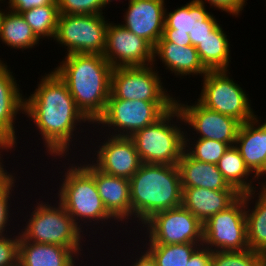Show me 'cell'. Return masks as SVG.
<instances>
[{
    "mask_svg": "<svg viewBox=\"0 0 266 266\" xmlns=\"http://www.w3.org/2000/svg\"><path fill=\"white\" fill-rule=\"evenodd\" d=\"M49 73L42 76L31 96L24 98L23 114L35 123L47 152L66 157L78 123L91 122L76 106L66 83L54 70Z\"/></svg>",
    "mask_w": 266,
    "mask_h": 266,
    "instance_id": "cell-1",
    "label": "cell"
},
{
    "mask_svg": "<svg viewBox=\"0 0 266 266\" xmlns=\"http://www.w3.org/2000/svg\"><path fill=\"white\" fill-rule=\"evenodd\" d=\"M55 68L78 109L92 123L103 115L110 97L113 67L99 54H70Z\"/></svg>",
    "mask_w": 266,
    "mask_h": 266,
    "instance_id": "cell-2",
    "label": "cell"
},
{
    "mask_svg": "<svg viewBox=\"0 0 266 266\" xmlns=\"http://www.w3.org/2000/svg\"><path fill=\"white\" fill-rule=\"evenodd\" d=\"M131 217L144 224L160 211L182 205V187L177 165L142 163L129 179Z\"/></svg>",
    "mask_w": 266,
    "mask_h": 266,
    "instance_id": "cell-3",
    "label": "cell"
},
{
    "mask_svg": "<svg viewBox=\"0 0 266 266\" xmlns=\"http://www.w3.org/2000/svg\"><path fill=\"white\" fill-rule=\"evenodd\" d=\"M73 165L70 163L71 167L67 168V172L63 176V182L58 192L59 203L80 229H82V225L78 224L80 220L84 223H87V220L89 223L94 221V224L100 221L103 223L106 220H109L110 223L111 219L116 221L108 213L98 194L95 183V166L91 163L88 165L80 163V166L78 163L77 166Z\"/></svg>",
    "mask_w": 266,
    "mask_h": 266,
    "instance_id": "cell-4",
    "label": "cell"
},
{
    "mask_svg": "<svg viewBox=\"0 0 266 266\" xmlns=\"http://www.w3.org/2000/svg\"><path fill=\"white\" fill-rule=\"evenodd\" d=\"M174 117L183 122L182 115L176 106L154 124L137 130L130 136L142 163L178 164L185 149V132L180 128L181 125L178 127L175 124L177 122L173 124Z\"/></svg>",
    "mask_w": 266,
    "mask_h": 266,
    "instance_id": "cell-5",
    "label": "cell"
},
{
    "mask_svg": "<svg viewBox=\"0 0 266 266\" xmlns=\"http://www.w3.org/2000/svg\"><path fill=\"white\" fill-rule=\"evenodd\" d=\"M47 203L37 202V207L35 206L34 211L31 212V216L26 222L27 225L22 229L20 235L26 241L55 244L76 249L78 252L82 251L80 243L81 239L83 240V231L60 203L58 206L57 203L56 206Z\"/></svg>",
    "mask_w": 266,
    "mask_h": 266,
    "instance_id": "cell-6",
    "label": "cell"
},
{
    "mask_svg": "<svg viewBox=\"0 0 266 266\" xmlns=\"http://www.w3.org/2000/svg\"><path fill=\"white\" fill-rule=\"evenodd\" d=\"M228 70H208L203 76V88L198 102L212 111L225 114L241 124L253 120L257 115L251 108L248 94L227 75Z\"/></svg>",
    "mask_w": 266,
    "mask_h": 266,
    "instance_id": "cell-7",
    "label": "cell"
},
{
    "mask_svg": "<svg viewBox=\"0 0 266 266\" xmlns=\"http://www.w3.org/2000/svg\"><path fill=\"white\" fill-rule=\"evenodd\" d=\"M174 106L175 102L123 100L110 94L106 109L95 124H102L103 128L108 126V130L114 129L112 136L130 137L137 130L154 124Z\"/></svg>",
    "mask_w": 266,
    "mask_h": 266,
    "instance_id": "cell-8",
    "label": "cell"
},
{
    "mask_svg": "<svg viewBox=\"0 0 266 266\" xmlns=\"http://www.w3.org/2000/svg\"><path fill=\"white\" fill-rule=\"evenodd\" d=\"M104 15L59 14L54 40L67 54L102 55L106 45L108 21Z\"/></svg>",
    "mask_w": 266,
    "mask_h": 266,
    "instance_id": "cell-9",
    "label": "cell"
},
{
    "mask_svg": "<svg viewBox=\"0 0 266 266\" xmlns=\"http://www.w3.org/2000/svg\"><path fill=\"white\" fill-rule=\"evenodd\" d=\"M245 197L203 223V245L211 251H244L247 242ZM214 248V249H213Z\"/></svg>",
    "mask_w": 266,
    "mask_h": 266,
    "instance_id": "cell-10",
    "label": "cell"
},
{
    "mask_svg": "<svg viewBox=\"0 0 266 266\" xmlns=\"http://www.w3.org/2000/svg\"><path fill=\"white\" fill-rule=\"evenodd\" d=\"M148 66L117 67L111 74L110 94L116 99L147 102H175L162 86L161 76Z\"/></svg>",
    "mask_w": 266,
    "mask_h": 266,
    "instance_id": "cell-11",
    "label": "cell"
},
{
    "mask_svg": "<svg viewBox=\"0 0 266 266\" xmlns=\"http://www.w3.org/2000/svg\"><path fill=\"white\" fill-rule=\"evenodd\" d=\"M144 226L146 244L203 243V224L182 205L155 213Z\"/></svg>",
    "mask_w": 266,
    "mask_h": 266,
    "instance_id": "cell-12",
    "label": "cell"
},
{
    "mask_svg": "<svg viewBox=\"0 0 266 266\" xmlns=\"http://www.w3.org/2000/svg\"><path fill=\"white\" fill-rule=\"evenodd\" d=\"M113 68L148 66L154 63V47L120 24L108 23L102 54Z\"/></svg>",
    "mask_w": 266,
    "mask_h": 266,
    "instance_id": "cell-13",
    "label": "cell"
},
{
    "mask_svg": "<svg viewBox=\"0 0 266 266\" xmlns=\"http://www.w3.org/2000/svg\"><path fill=\"white\" fill-rule=\"evenodd\" d=\"M175 100V106L179 109L184 124L193 127L202 139H211L227 143L233 146L237 139V134L241 123L225 114L207 109L198 101L187 105ZM195 129V130H194Z\"/></svg>",
    "mask_w": 266,
    "mask_h": 266,
    "instance_id": "cell-14",
    "label": "cell"
},
{
    "mask_svg": "<svg viewBox=\"0 0 266 266\" xmlns=\"http://www.w3.org/2000/svg\"><path fill=\"white\" fill-rule=\"evenodd\" d=\"M110 133L95 151L97 159L92 164L106 174L130 179L142 164L135 144L130 137L112 136Z\"/></svg>",
    "mask_w": 266,
    "mask_h": 266,
    "instance_id": "cell-15",
    "label": "cell"
},
{
    "mask_svg": "<svg viewBox=\"0 0 266 266\" xmlns=\"http://www.w3.org/2000/svg\"><path fill=\"white\" fill-rule=\"evenodd\" d=\"M205 6L197 0H191L172 12H167L165 8L163 33H188L191 45L197 47L218 25L214 15L206 11Z\"/></svg>",
    "mask_w": 266,
    "mask_h": 266,
    "instance_id": "cell-16",
    "label": "cell"
},
{
    "mask_svg": "<svg viewBox=\"0 0 266 266\" xmlns=\"http://www.w3.org/2000/svg\"><path fill=\"white\" fill-rule=\"evenodd\" d=\"M164 5L165 0H129L121 25L155 47L164 32Z\"/></svg>",
    "mask_w": 266,
    "mask_h": 266,
    "instance_id": "cell-17",
    "label": "cell"
},
{
    "mask_svg": "<svg viewBox=\"0 0 266 266\" xmlns=\"http://www.w3.org/2000/svg\"><path fill=\"white\" fill-rule=\"evenodd\" d=\"M264 121L259 124L255 117L241 124L234 144L246 167L253 173V180L266 175V120Z\"/></svg>",
    "mask_w": 266,
    "mask_h": 266,
    "instance_id": "cell-18",
    "label": "cell"
},
{
    "mask_svg": "<svg viewBox=\"0 0 266 266\" xmlns=\"http://www.w3.org/2000/svg\"><path fill=\"white\" fill-rule=\"evenodd\" d=\"M241 195L237 190L182 188V206L203 224L211 216L231 206Z\"/></svg>",
    "mask_w": 266,
    "mask_h": 266,
    "instance_id": "cell-19",
    "label": "cell"
},
{
    "mask_svg": "<svg viewBox=\"0 0 266 266\" xmlns=\"http://www.w3.org/2000/svg\"><path fill=\"white\" fill-rule=\"evenodd\" d=\"M95 183L104 207L116 222L123 223L130 219L129 179L106 174L95 167Z\"/></svg>",
    "mask_w": 266,
    "mask_h": 266,
    "instance_id": "cell-20",
    "label": "cell"
},
{
    "mask_svg": "<svg viewBox=\"0 0 266 266\" xmlns=\"http://www.w3.org/2000/svg\"><path fill=\"white\" fill-rule=\"evenodd\" d=\"M6 63L0 60V132L15 146L16 115L24 113V98Z\"/></svg>",
    "mask_w": 266,
    "mask_h": 266,
    "instance_id": "cell-21",
    "label": "cell"
},
{
    "mask_svg": "<svg viewBox=\"0 0 266 266\" xmlns=\"http://www.w3.org/2000/svg\"><path fill=\"white\" fill-rule=\"evenodd\" d=\"M79 255L76 249L55 244L34 243L26 241L20 235L18 266H75V260Z\"/></svg>",
    "mask_w": 266,
    "mask_h": 266,
    "instance_id": "cell-22",
    "label": "cell"
},
{
    "mask_svg": "<svg viewBox=\"0 0 266 266\" xmlns=\"http://www.w3.org/2000/svg\"><path fill=\"white\" fill-rule=\"evenodd\" d=\"M159 58L165 69L172 71L176 76L205 75L208 70L203 66L196 47L192 45L180 46L168 42L163 36L154 47V62Z\"/></svg>",
    "mask_w": 266,
    "mask_h": 266,
    "instance_id": "cell-23",
    "label": "cell"
},
{
    "mask_svg": "<svg viewBox=\"0 0 266 266\" xmlns=\"http://www.w3.org/2000/svg\"><path fill=\"white\" fill-rule=\"evenodd\" d=\"M177 166L182 188L202 187L212 190H236L227 183L216 164L198 161L185 150Z\"/></svg>",
    "mask_w": 266,
    "mask_h": 266,
    "instance_id": "cell-24",
    "label": "cell"
},
{
    "mask_svg": "<svg viewBox=\"0 0 266 266\" xmlns=\"http://www.w3.org/2000/svg\"><path fill=\"white\" fill-rule=\"evenodd\" d=\"M255 206L249 209V202L256 196V190L244 194L247 242L249 249L257 252L266 251V182L261 184ZM251 211V212H250Z\"/></svg>",
    "mask_w": 266,
    "mask_h": 266,
    "instance_id": "cell-25",
    "label": "cell"
},
{
    "mask_svg": "<svg viewBox=\"0 0 266 266\" xmlns=\"http://www.w3.org/2000/svg\"><path fill=\"white\" fill-rule=\"evenodd\" d=\"M218 24L196 47L201 63L207 70H228L231 62L230 43Z\"/></svg>",
    "mask_w": 266,
    "mask_h": 266,
    "instance_id": "cell-26",
    "label": "cell"
},
{
    "mask_svg": "<svg viewBox=\"0 0 266 266\" xmlns=\"http://www.w3.org/2000/svg\"><path fill=\"white\" fill-rule=\"evenodd\" d=\"M0 40L8 47L24 50L33 48L40 39L21 14L9 10L2 15Z\"/></svg>",
    "mask_w": 266,
    "mask_h": 266,
    "instance_id": "cell-27",
    "label": "cell"
},
{
    "mask_svg": "<svg viewBox=\"0 0 266 266\" xmlns=\"http://www.w3.org/2000/svg\"><path fill=\"white\" fill-rule=\"evenodd\" d=\"M216 165L227 183L231 187H234L239 193L245 194L254 191L255 188L252 184L254 181H252V179H250V181L247 180L252 173L246 167L235 145L229 146Z\"/></svg>",
    "mask_w": 266,
    "mask_h": 266,
    "instance_id": "cell-28",
    "label": "cell"
},
{
    "mask_svg": "<svg viewBox=\"0 0 266 266\" xmlns=\"http://www.w3.org/2000/svg\"><path fill=\"white\" fill-rule=\"evenodd\" d=\"M203 243L147 244L157 266H187L193 252Z\"/></svg>",
    "mask_w": 266,
    "mask_h": 266,
    "instance_id": "cell-29",
    "label": "cell"
},
{
    "mask_svg": "<svg viewBox=\"0 0 266 266\" xmlns=\"http://www.w3.org/2000/svg\"><path fill=\"white\" fill-rule=\"evenodd\" d=\"M21 15L39 39L44 37L54 39L59 16L58 5L35 7Z\"/></svg>",
    "mask_w": 266,
    "mask_h": 266,
    "instance_id": "cell-30",
    "label": "cell"
},
{
    "mask_svg": "<svg viewBox=\"0 0 266 266\" xmlns=\"http://www.w3.org/2000/svg\"><path fill=\"white\" fill-rule=\"evenodd\" d=\"M187 132L185 134V151L194 159L206 162L217 164V162L222 158L225 151L229 148V145L224 142L211 140V139H202L198 138L194 144H190ZM196 143V144H195ZM189 145H193V148ZM188 148V149H187Z\"/></svg>",
    "mask_w": 266,
    "mask_h": 266,
    "instance_id": "cell-31",
    "label": "cell"
},
{
    "mask_svg": "<svg viewBox=\"0 0 266 266\" xmlns=\"http://www.w3.org/2000/svg\"><path fill=\"white\" fill-rule=\"evenodd\" d=\"M211 266H262L261 253L244 251H213Z\"/></svg>",
    "mask_w": 266,
    "mask_h": 266,
    "instance_id": "cell-32",
    "label": "cell"
},
{
    "mask_svg": "<svg viewBox=\"0 0 266 266\" xmlns=\"http://www.w3.org/2000/svg\"><path fill=\"white\" fill-rule=\"evenodd\" d=\"M59 14L103 15L106 0H57Z\"/></svg>",
    "mask_w": 266,
    "mask_h": 266,
    "instance_id": "cell-33",
    "label": "cell"
},
{
    "mask_svg": "<svg viewBox=\"0 0 266 266\" xmlns=\"http://www.w3.org/2000/svg\"><path fill=\"white\" fill-rule=\"evenodd\" d=\"M15 176L13 174H2L0 175V237L5 236V231L7 232V223L9 220V202L12 196V190L15 185ZM11 190V191H10ZM10 195V196H9Z\"/></svg>",
    "mask_w": 266,
    "mask_h": 266,
    "instance_id": "cell-34",
    "label": "cell"
},
{
    "mask_svg": "<svg viewBox=\"0 0 266 266\" xmlns=\"http://www.w3.org/2000/svg\"><path fill=\"white\" fill-rule=\"evenodd\" d=\"M0 237V266H18L20 232L12 238Z\"/></svg>",
    "mask_w": 266,
    "mask_h": 266,
    "instance_id": "cell-35",
    "label": "cell"
},
{
    "mask_svg": "<svg viewBox=\"0 0 266 266\" xmlns=\"http://www.w3.org/2000/svg\"><path fill=\"white\" fill-rule=\"evenodd\" d=\"M205 4V1L208 2L211 6L228 12L233 16L239 15V13L243 10V7L246 6L247 0H197Z\"/></svg>",
    "mask_w": 266,
    "mask_h": 266,
    "instance_id": "cell-36",
    "label": "cell"
},
{
    "mask_svg": "<svg viewBox=\"0 0 266 266\" xmlns=\"http://www.w3.org/2000/svg\"><path fill=\"white\" fill-rule=\"evenodd\" d=\"M7 9L19 14L35 7L58 5L57 0H9Z\"/></svg>",
    "mask_w": 266,
    "mask_h": 266,
    "instance_id": "cell-37",
    "label": "cell"
},
{
    "mask_svg": "<svg viewBox=\"0 0 266 266\" xmlns=\"http://www.w3.org/2000/svg\"><path fill=\"white\" fill-rule=\"evenodd\" d=\"M212 257L213 251L202 244L193 252L187 266H211Z\"/></svg>",
    "mask_w": 266,
    "mask_h": 266,
    "instance_id": "cell-38",
    "label": "cell"
},
{
    "mask_svg": "<svg viewBox=\"0 0 266 266\" xmlns=\"http://www.w3.org/2000/svg\"><path fill=\"white\" fill-rule=\"evenodd\" d=\"M163 37L168 41L180 46L191 45L188 33H163Z\"/></svg>",
    "mask_w": 266,
    "mask_h": 266,
    "instance_id": "cell-39",
    "label": "cell"
},
{
    "mask_svg": "<svg viewBox=\"0 0 266 266\" xmlns=\"http://www.w3.org/2000/svg\"><path fill=\"white\" fill-rule=\"evenodd\" d=\"M144 251L145 252L141 251V256L137 258L135 262H132L130 266H157L152 255L147 250Z\"/></svg>",
    "mask_w": 266,
    "mask_h": 266,
    "instance_id": "cell-40",
    "label": "cell"
},
{
    "mask_svg": "<svg viewBox=\"0 0 266 266\" xmlns=\"http://www.w3.org/2000/svg\"><path fill=\"white\" fill-rule=\"evenodd\" d=\"M15 146L0 132V150H1V152L2 151H4V149H5V151L7 150V149H9V150H11V149H13ZM3 149V150H2ZM0 152V153H1ZM1 156H0V175H2V174H6V173H9V172H7V170L5 169L4 170V164H2V162H3V160L1 159V157L3 156L2 154H0ZM2 160V161H1Z\"/></svg>",
    "mask_w": 266,
    "mask_h": 266,
    "instance_id": "cell-41",
    "label": "cell"
},
{
    "mask_svg": "<svg viewBox=\"0 0 266 266\" xmlns=\"http://www.w3.org/2000/svg\"><path fill=\"white\" fill-rule=\"evenodd\" d=\"M262 266H266V251L261 252Z\"/></svg>",
    "mask_w": 266,
    "mask_h": 266,
    "instance_id": "cell-42",
    "label": "cell"
},
{
    "mask_svg": "<svg viewBox=\"0 0 266 266\" xmlns=\"http://www.w3.org/2000/svg\"><path fill=\"white\" fill-rule=\"evenodd\" d=\"M3 11L0 10V28H1V20H2Z\"/></svg>",
    "mask_w": 266,
    "mask_h": 266,
    "instance_id": "cell-43",
    "label": "cell"
},
{
    "mask_svg": "<svg viewBox=\"0 0 266 266\" xmlns=\"http://www.w3.org/2000/svg\"><path fill=\"white\" fill-rule=\"evenodd\" d=\"M108 2V4H110V2H112L113 0H106Z\"/></svg>",
    "mask_w": 266,
    "mask_h": 266,
    "instance_id": "cell-44",
    "label": "cell"
}]
</instances>
